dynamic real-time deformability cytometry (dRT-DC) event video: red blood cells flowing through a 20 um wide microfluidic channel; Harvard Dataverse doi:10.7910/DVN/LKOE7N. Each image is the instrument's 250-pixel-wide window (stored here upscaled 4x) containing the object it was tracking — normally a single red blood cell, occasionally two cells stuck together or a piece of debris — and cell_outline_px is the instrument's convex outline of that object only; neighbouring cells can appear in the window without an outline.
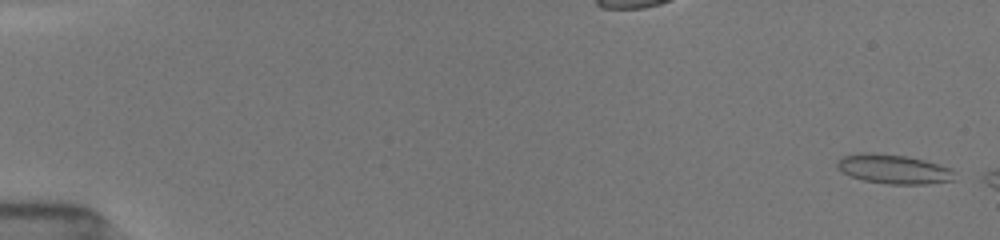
{"species": "common noctule bat (a hibernating species)", "species_latin": "Nyctalus noctula", "temperature_condition": "room temperature", "stored_images_in_passage": 10, "camera_frame_rate_fps": 3000, "um_per_image_px": 0.085, "animal": {"sex": "female", "body_mass_g": 19.5, "forearm_length_mm": 54.1}, "frame": {"image": 1, "passage_image": 2, "time_ms": 0.333, "image_size_px": [1000, 240], "cell_outline_px": [[952, 180], [924, 184], [888, 184], [864, 180], [852, 176], [844, 172], [836, 164], [844, 156], [864, 152], [904, 156], [924, 160], [948, 168], [952, 172]], "centroid_in_image_um": [75.93, 14.38], "position_along_channel_um": 9.1, "area_um2": 19.25}}